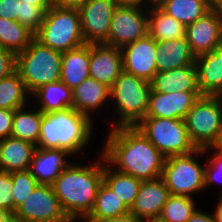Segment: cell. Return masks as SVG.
<instances>
[{
	"instance_id": "6da1fadb",
	"label": "cell",
	"mask_w": 222,
	"mask_h": 222,
	"mask_svg": "<svg viewBox=\"0 0 222 222\" xmlns=\"http://www.w3.org/2000/svg\"><path fill=\"white\" fill-rule=\"evenodd\" d=\"M104 146L102 155L113 169L142 181L162 176L166 157L136 126L110 128Z\"/></svg>"
},
{
	"instance_id": "7a4b0ae2",
	"label": "cell",
	"mask_w": 222,
	"mask_h": 222,
	"mask_svg": "<svg viewBox=\"0 0 222 222\" xmlns=\"http://www.w3.org/2000/svg\"><path fill=\"white\" fill-rule=\"evenodd\" d=\"M100 158L95 163L80 166L71 162L51 185L71 221H84L93 210L99 185L103 182L102 153Z\"/></svg>"
},
{
	"instance_id": "3957f363",
	"label": "cell",
	"mask_w": 222,
	"mask_h": 222,
	"mask_svg": "<svg viewBox=\"0 0 222 222\" xmlns=\"http://www.w3.org/2000/svg\"><path fill=\"white\" fill-rule=\"evenodd\" d=\"M74 108L43 114L38 145L43 149L63 148L77 155L91 140L93 123Z\"/></svg>"
},
{
	"instance_id": "277c9868",
	"label": "cell",
	"mask_w": 222,
	"mask_h": 222,
	"mask_svg": "<svg viewBox=\"0 0 222 222\" xmlns=\"http://www.w3.org/2000/svg\"><path fill=\"white\" fill-rule=\"evenodd\" d=\"M150 90L149 81L122 71L110 87V99L116 104V116L119 115L118 123L112 122L111 128L136 126L146 116Z\"/></svg>"
},
{
	"instance_id": "5b68a950",
	"label": "cell",
	"mask_w": 222,
	"mask_h": 222,
	"mask_svg": "<svg viewBox=\"0 0 222 222\" xmlns=\"http://www.w3.org/2000/svg\"><path fill=\"white\" fill-rule=\"evenodd\" d=\"M62 52L43 45L35 37L16 55V70L30 95L38 88L60 80Z\"/></svg>"
},
{
	"instance_id": "8992f818",
	"label": "cell",
	"mask_w": 222,
	"mask_h": 222,
	"mask_svg": "<svg viewBox=\"0 0 222 222\" xmlns=\"http://www.w3.org/2000/svg\"><path fill=\"white\" fill-rule=\"evenodd\" d=\"M43 45L65 52L85 44L80 15L74 7H51L34 35Z\"/></svg>"
},
{
	"instance_id": "52a82bcc",
	"label": "cell",
	"mask_w": 222,
	"mask_h": 222,
	"mask_svg": "<svg viewBox=\"0 0 222 222\" xmlns=\"http://www.w3.org/2000/svg\"><path fill=\"white\" fill-rule=\"evenodd\" d=\"M136 127L166 158L197 149L189 138L185 119L144 117Z\"/></svg>"
},
{
	"instance_id": "ba28073f",
	"label": "cell",
	"mask_w": 222,
	"mask_h": 222,
	"mask_svg": "<svg viewBox=\"0 0 222 222\" xmlns=\"http://www.w3.org/2000/svg\"><path fill=\"white\" fill-rule=\"evenodd\" d=\"M202 148L185 155L166 158L162 179L171 195L189 196L205 190V166L196 157L204 155Z\"/></svg>"
},
{
	"instance_id": "9c48e42d",
	"label": "cell",
	"mask_w": 222,
	"mask_h": 222,
	"mask_svg": "<svg viewBox=\"0 0 222 222\" xmlns=\"http://www.w3.org/2000/svg\"><path fill=\"white\" fill-rule=\"evenodd\" d=\"M188 135L196 148H207L222 126V102L218 95H202L185 118Z\"/></svg>"
},
{
	"instance_id": "30bf717a",
	"label": "cell",
	"mask_w": 222,
	"mask_h": 222,
	"mask_svg": "<svg viewBox=\"0 0 222 222\" xmlns=\"http://www.w3.org/2000/svg\"><path fill=\"white\" fill-rule=\"evenodd\" d=\"M147 35L148 8L118 4L111 20L109 36L105 44L121 48Z\"/></svg>"
},
{
	"instance_id": "8fae6325",
	"label": "cell",
	"mask_w": 222,
	"mask_h": 222,
	"mask_svg": "<svg viewBox=\"0 0 222 222\" xmlns=\"http://www.w3.org/2000/svg\"><path fill=\"white\" fill-rule=\"evenodd\" d=\"M118 3L116 0H83L77 7L81 30L88 44L106 43L111 20Z\"/></svg>"
},
{
	"instance_id": "7c38bea8",
	"label": "cell",
	"mask_w": 222,
	"mask_h": 222,
	"mask_svg": "<svg viewBox=\"0 0 222 222\" xmlns=\"http://www.w3.org/2000/svg\"><path fill=\"white\" fill-rule=\"evenodd\" d=\"M15 214L27 222H72L51 185L38 184Z\"/></svg>"
},
{
	"instance_id": "4fadbf2b",
	"label": "cell",
	"mask_w": 222,
	"mask_h": 222,
	"mask_svg": "<svg viewBox=\"0 0 222 222\" xmlns=\"http://www.w3.org/2000/svg\"><path fill=\"white\" fill-rule=\"evenodd\" d=\"M185 37L195 56L222 47V9L212 8L186 26Z\"/></svg>"
},
{
	"instance_id": "5bb4252c",
	"label": "cell",
	"mask_w": 222,
	"mask_h": 222,
	"mask_svg": "<svg viewBox=\"0 0 222 222\" xmlns=\"http://www.w3.org/2000/svg\"><path fill=\"white\" fill-rule=\"evenodd\" d=\"M123 71L147 81L157 73L156 41L149 35L121 47Z\"/></svg>"
},
{
	"instance_id": "9a60e30c",
	"label": "cell",
	"mask_w": 222,
	"mask_h": 222,
	"mask_svg": "<svg viewBox=\"0 0 222 222\" xmlns=\"http://www.w3.org/2000/svg\"><path fill=\"white\" fill-rule=\"evenodd\" d=\"M200 96H202L200 91L160 93L150 90L145 117L185 119Z\"/></svg>"
},
{
	"instance_id": "2e32d148",
	"label": "cell",
	"mask_w": 222,
	"mask_h": 222,
	"mask_svg": "<svg viewBox=\"0 0 222 222\" xmlns=\"http://www.w3.org/2000/svg\"><path fill=\"white\" fill-rule=\"evenodd\" d=\"M170 195L162 177L142 181L130 213L142 221L158 219Z\"/></svg>"
},
{
	"instance_id": "e0dca14e",
	"label": "cell",
	"mask_w": 222,
	"mask_h": 222,
	"mask_svg": "<svg viewBox=\"0 0 222 222\" xmlns=\"http://www.w3.org/2000/svg\"><path fill=\"white\" fill-rule=\"evenodd\" d=\"M122 71L121 48L104 43L90 44V77L111 87Z\"/></svg>"
},
{
	"instance_id": "ac0fdd59",
	"label": "cell",
	"mask_w": 222,
	"mask_h": 222,
	"mask_svg": "<svg viewBox=\"0 0 222 222\" xmlns=\"http://www.w3.org/2000/svg\"><path fill=\"white\" fill-rule=\"evenodd\" d=\"M68 150L63 148L43 149L36 147L29 171L38 184L52 185L61 172L71 163L67 157H71Z\"/></svg>"
},
{
	"instance_id": "d6986e66",
	"label": "cell",
	"mask_w": 222,
	"mask_h": 222,
	"mask_svg": "<svg viewBox=\"0 0 222 222\" xmlns=\"http://www.w3.org/2000/svg\"><path fill=\"white\" fill-rule=\"evenodd\" d=\"M197 83L202 95L222 92V47L195 56Z\"/></svg>"
},
{
	"instance_id": "ffe728a7",
	"label": "cell",
	"mask_w": 222,
	"mask_h": 222,
	"mask_svg": "<svg viewBox=\"0 0 222 222\" xmlns=\"http://www.w3.org/2000/svg\"><path fill=\"white\" fill-rule=\"evenodd\" d=\"M157 72L172 70L195 62L186 37L156 42Z\"/></svg>"
},
{
	"instance_id": "44dd1931",
	"label": "cell",
	"mask_w": 222,
	"mask_h": 222,
	"mask_svg": "<svg viewBox=\"0 0 222 222\" xmlns=\"http://www.w3.org/2000/svg\"><path fill=\"white\" fill-rule=\"evenodd\" d=\"M151 90L160 93L200 91L195 64L157 72L150 81Z\"/></svg>"
},
{
	"instance_id": "7402d4cb",
	"label": "cell",
	"mask_w": 222,
	"mask_h": 222,
	"mask_svg": "<svg viewBox=\"0 0 222 222\" xmlns=\"http://www.w3.org/2000/svg\"><path fill=\"white\" fill-rule=\"evenodd\" d=\"M73 93V108L79 113L87 115L92 119V113L105 105L110 99V87L96 81L92 77L86 78L76 88ZM92 112V113H91Z\"/></svg>"
},
{
	"instance_id": "603a6c76",
	"label": "cell",
	"mask_w": 222,
	"mask_h": 222,
	"mask_svg": "<svg viewBox=\"0 0 222 222\" xmlns=\"http://www.w3.org/2000/svg\"><path fill=\"white\" fill-rule=\"evenodd\" d=\"M90 44L85 43L77 48L62 53L60 80L70 89L76 88L90 77Z\"/></svg>"
},
{
	"instance_id": "cb8c5ba5",
	"label": "cell",
	"mask_w": 222,
	"mask_h": 222,
	"mask_svg": "<svg viewBox=\"0 0 222 222\" xmlns=\"http://www.w3.org/2000/svg\"><path fill=\"white\" fill-rule=\"evenodd\" d=\"M36 145L12 136L0 140V170L5 172L29 169Z\"/></svg>"
},
{
	"instance_id": "d4e9b609",
	"label": "cell",
	"mask_w": 222,
	"mask_h": 222,
	"mask_svg": "<svg viewBox=\"0 0 222 222\" xmlns=\"http://www.w3.org/2000/svg\"><path fill=\"white\" fill-rule=\"evenodd\" d=\"M37 99L38 109L43 113H52L65 108H73V93L61 80L48 83L31 94Z\"/></svg>"
},
{
	"instance_id": "484cf974",
	"label": "cell",
	"mask_w": 222,
	"mask_h": 222,
	"mask_svg": "<svg viewBox=\"0 0 222 222\" xmlns=\"http://www.w3.org/2000/svg\"><path fill=\"white\" fill-rule=\"evenodd\" d=\"M186 26L156 4L148 8V35L156 42L185 37Z\"/></svg>"
},
{
	"instance_id": "4316f807",
	"label": "cell",
	"mask_w": 222,
	"mask_h": 222,
	"mask_svg": "<svg viewBox=\"0 0 222 222\" xmlns=\"http://www.w3.org/2000/svg\"><path fill=\"white\" fill-rule=\"evenodd\" d=\"M103 182L130 209L142 180L113 169L104 158Z\"/></svg>"
},
{
	"instance_id": "83f0119b",
	"label": "cell",
	"mask_w": 222,
	"mask_h": 222,
	"mask_svg": "<svg viewBox=\"0 0 222 222\" xmlns=\"http://www.w3.org/2000/svg\"><path fill=\"white\" fill-rule=\"evenodd\" d=\"M156 5L184 26L192 24L212 9L205 0H156Z\"/></svg>"
},
{
	"instance_id": "f1b7e54d",
	"label": "cell",
	"mask_w": 222,
	"mask_h": 222,
	"mask_svg": "<svg viewBox=\"0 0 222 222\" xmlns=\"http://www.w3.org/2000/svg\"><path fill=\"white\" fill-rule=\"evenodd\" d=\"M130 212V209L102 182L99 185L93 210L83 222H97Z\"/></svg>"
},
{
	"instance_id": "f546056e",
	"label": "cell",
	"mask_w": 222,
	"mask_h": 222,
	"mask_svg": "<svg viewBox=\"0 0 222 222\" xmlns=\"http://www.w3.org/2000/svg\"><path fill=\"white\" fill-rule=\"evenodd\" d=\"M28 96L30 93L17 70L0 79V108L16 110L26 107Z\"/></svg>"
},
{
	"instance_id": "4dcf8cb0",
	"label": "cell",
	"mask_w": 222,
	"mask_h": 222,
	"mask_svg": "<svg viewBox=\"0 0 222 222\" xmlns=\"http://www.w3.org/2000/svg\"><path fill=\"white\" fill-rule=\"evenodd\" d=\"M42 116L43 113L38 108L35 111H26L25 107L16 109L11 136L37 146Z\"/></svg>"
},
{
	"instance_id": "1f68e13d",
	"label": "cell",
	"mask_w": 222,
	"mask_h": 222,
	"mask_svg": "<svg viewBox=\"0 0 222 222\" xmlns=\"http://www.w3.org/2000/svg\"><path fill=\"white\" fill-rule=\"evenodd\" d=\"M34 34L17 20H9L0 17V46L18 54L25 50Z\"/></svg>"
},
{
	"instance_id": "d6a6232c",
	"label": "cell",
	"mask_w": 222,
	"mask_h": 222,
	"mask_svg": "<svg viewBox=\"0 0 222 222\" xmlns=\"http://www.w3.org/2000/svg\"><path fill=\"white\" fill-rule=\"evenodd\" d=\"M193 197L170 195L158 218L160 222H186L196 209Z\"/></svg>"
},
{
	"instance_id": "836d02e7",
	"label": "cell",
	"mask_w": 222,
	"mask_h": 222,
	"mask_svg": "<svg viewBox=\"0 0 222 222\" xmlns=\"http://www.w3.org/2000/svg\"><path fill=\"white\" fill-rule=\"evenodd\" d=\"M10 174L13 183L12 192L14 194L15 214L16 209L27 200V197L32 194L38 183L29 170L10 172Z\"/></svg>"
},
{
	"instance_id": "e575fe53",
	"label": "cell",
	"mask_w": 222,
	"mask_h": 222,
	"mask_svg": "<svg viewBox=\"0 0 222 222\" xmlns=\"http://www.w3.org/2000/svg\"><path fill=\"white\" fill-rule=\"evenodd\" d=\"M45 11L35 5L20 2L18 21L34 35L40 30Z\"/></svg>"
},
{
	"instance_id": "d590c367",
	"label": "cell",
	"mask_w": 222,
	"mask_h": 222,
	"mask_svg": "<svg viewBox=\"0 0 222 222\" xmlns=\"http://www.w3.org/2000/svg\"><path fill=\"white\" fill-rule=\"evenodd\" d=\"M13 183L9 172L0 170V209L6 214H14Z\"/></svg>"
},
{
	"instance_id": "8d00e7d4",
	"label": "cell",
	"mask_w": 222,
	"mask_h": 222,
	"mask_svg": "<svg viewBox=\"0 0 222 222\" xmlns=\"http://www.w3.org/2000/svg\"><path fill=\"white\" fill-rule=\"evenodd\" d=\"M211 156L205 164V189L217 182L222 183V154L213 152Z\"/></svg>"
},
{
	"instance_id": "74e56055",
	"label": "cell",
	"mask_w": 222,
	"mask_h": 222,
	"mask_svg": "<svg viewBox=\"0 0 222 222\" xmlns=\"http://www.w3.org/2000/svg\"><path fill=\"white\" fill-rule=\"evenodd\" d=\"M16 71V54L0 46V79Z\"/></svg>"
},
{
	"instance_id": "f35d334b",
	"label": "cell",
	"mask_w": 222,
	"mask_h": 222,
	"mask_svg": "<svg viewBox=\"0 0 222 222\" xmlns=\"http://www.w3.org/2000/svg\"><path fill=\"white\" fill-rule=\"evenodd\" d=\"M15 110L0 108V140L10 137Z\"/></svg>"
},
{
	"instance_id": "ab89813d",
	"label": "cell",
	"mask_w": 222,
	"mask_h": 222,
	"mask_svg": "<svg viewBox=\"0 0 222 222\" xmlns=\"http://www.w3.org/2000/svg\"><path fill=\"white\" fill-rule=\"evenodd\" d=\"M20 8V0H0V17L17 20Z\"/></svg>"
},
{
	"instance_id": "60d3db41",
	"label": "cell",
	"mask_w": 222,
	"mask_h": 222,
	"mask_svg": "<svg viewBox=\"0 0 222 222\" xmlns=\"http://www.w3.org/2000/svg\"><path fill=\"white\" fill-rule=\"evenodd\" d=\"M186 222H215L213 214L207 212L196 210L193 215Z\"/></svg>"
},
{
	"instance_id": "b9f144b4",
	"label": "cell",
	"mask_w": 222,
	"mask_h": 222,
	"mask_svg": "<svg viewBox=\"0 0 222 222\" xmlns=\"http://www.w3.org/2000/svg\"><path fill=\"white\" fill-rule=\"evenodd\" d=\"M116 2L119 5L137 6L142 8H149L150 6L156 4V0H116ZM147 5H149V7H147Z\"/></svg>"
},
{
	"instance_id": "7bdbcfd3",
	"label": "cell",
	"mask_w": 222,
	"mask_h": 222,
	"mask_svg": "<svg viewBox=\"0 0 222 222\" xmlns=\"http://www.w3.org/2000/svg\"><path fill=\"white\" fill-rule=\"evenodd\" d=\"M97 222H143L142 220L133 216L130 212L114 218H107Z\"/></svg>"
},
{
	"instance_id": "ee69618b",
	"label": "cell",
	"mask_w": 222,
	"mask_h": 222,
	"mask_svg": "<svg viewBox=\"0 0 222 222\" xmlns=\"http://www.w3.org/2000/svg\"><path fill=\"white\" fill-rule=\"evenodd\" d=\"M83 0H50L51 7H74L77 8Z\"/></svg>"
},
{
	"instance_id": "f6af8a7d",
	"label": "cell",
	"mask_w": 222,
	"mask_h": 222,
	"mask_svg": "<svg viewBox=\"0 0 222 222\" xmlns=\"http://www.w3.org/2000/svg\"><path fill=\"white\" fill-rule=\"evenodd\" d=\"M205 153L208 154V151H215L216 153L222 154V126L218 132L216 140L211 144L210 147L203 148ZM212 149V150H211Z\"/></svg>"
},
{
	"instance_id": "bcb514c9",
	"label": "cell",
	"mask_w": 222,
	"mask_h": 222,
	"mask_svg": "<svg viewBox=\"0 0 222 222\" xmlns=\"http://www.w3.org/2000/svg\"><path fill=\"white\" fill-rule=\"evenodd\" d=\"M21 3L35 4L41 7L45 12L51 8L50 0H20Z\"/></svg>"
},
{
	"instance_id": "7dc6e473",
	"label": "cell",
	"mask_w": 222,
	"mask_h": 222,
	"mask_svg": "<svg viewBox=\"0 0 222 222\" xmlns=\"http://www.w3.org/2000/svg\"><path fill=\"white\" fill-rule=\"evenodd\" d=\"M219 202H217L216 210L214 211L213 217L215 222H222V196H219Z\"/></svg>"
},
{
	"instance_id": "c3c4849f",
	"label": "cell",
	"mask_w": 222,
	"mask_h": 222,
	"mask_svg": "<svg viewBox=\"0 0 222 222\" xmlns=\"http://www.w3.org/2000/svg\"><path fill=\"white\" fill-rule=\"evenodd\" d=\"M2 222H27V221L22 219V218H20L16 214H7L3 218Z\"/></svg>"
},
{
	"instance_id": "681fc988",
	"label": "cell",
	"mask_w": 222,
	"mask_h": 222,
	"mask_svg": "<svg viewBox=\"0 0 222 222\" xmlns=\"http://www.w3.org/2000/svg\"><path fill=\"white\" fill-rule=\"evenodd\" d=\"M212 8L222 9V0H205Z\"/></svg>"
},
{
	"instance_id": "f907efd6",
	"label": "cell",
	"mask_w": 222,
	"mask_h": 222,
	"mask_svg": "<svg viewBox=\"0 0 222 222\" xmlns=\"http://www.w3.org/2000/svg\"><path fill=\"white\" fill-rule=\"evenodd\" d=\"M7 214L0 209V222H2L3 218L6 216Z\"/></svg>"
},
{
	"instance_id": "816d5d0a",
	"label": "cell",
	"mask_w": 222,
	"mask_h": 222,
	"mask_svg": "<svg viewBox=\"0 0 222 222\" xmlns=\"http://www.w3.org/2000/svg\"><path fill=\"white\" fill-rule=\"evenodd\" d=\"M143 222H160L158 219H154V220H145Z\"/></svg>"
},
{
	"instance_id": "f5cc1de1",
	"label": "cell",
	"mask_w": 222,
	"mask_h": 222,
	"mask_svg": "<svg viewBox=\"0 0 222 222\" xmlns=\"http://www.w3.org/2000/svg\"><path fill=\"white\" fill-rule=\"evenodd\" d=\"M218 96H219V98H220V100L222 102V92Z\"/></svg>"
}]
</instances>
